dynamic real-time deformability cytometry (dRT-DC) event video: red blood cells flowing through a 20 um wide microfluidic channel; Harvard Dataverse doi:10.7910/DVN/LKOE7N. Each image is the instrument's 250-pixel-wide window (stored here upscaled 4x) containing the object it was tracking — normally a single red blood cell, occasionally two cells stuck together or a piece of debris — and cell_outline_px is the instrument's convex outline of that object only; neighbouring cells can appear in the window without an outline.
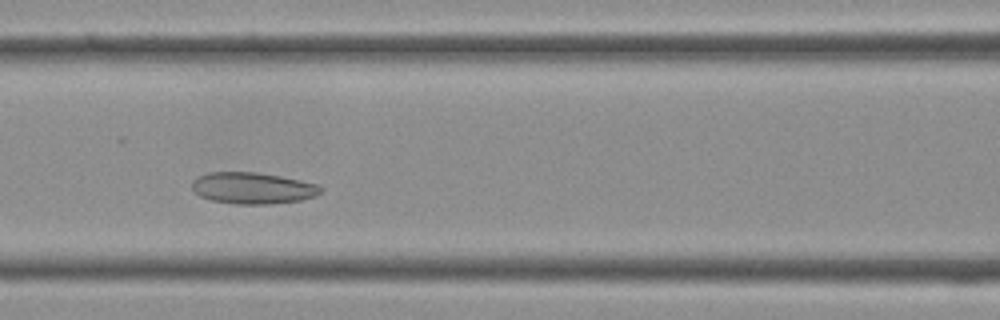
{"species": "Egyptian fruit bat (a non-hibernating species)", "species_latin": "Rousettus aegyptiacus", "temperature_condition": "cold", "stored_images_in_passage": 33, "camera_frame_rate_fps": 3000, "um_per_image_px": 0.085, "frame": {"image": 1, "passage_image": 10, "time_ms": 3.0, "image_size_px": [1000, 320], "cell_outline_px": [[324, 188], [316, 196], [300, 200], [268, 204], [236, 204], [212, 200], [200, 196], [192, 188], [192, 180], [196, 176], [208, 172], [256, 172], [280, 176], [300, 180], [316, 184]], "centroid_in_image_um": [21.46, 15.98], "position_along_channel_um": 145.1, "area_um2": 23.58}}
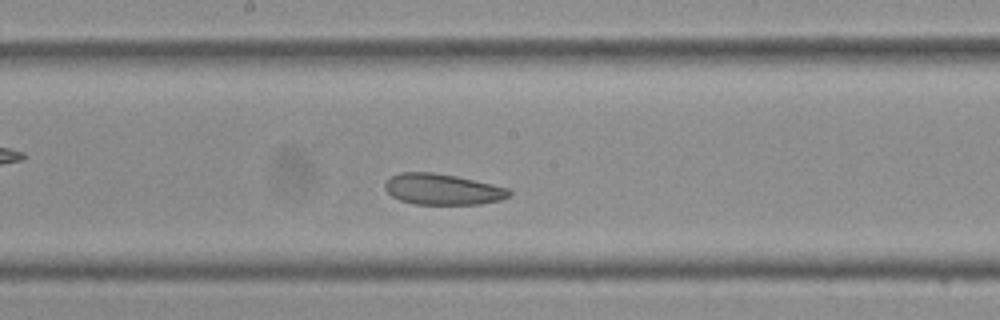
{"frame": {"image": 2, "passage_image": 14, "time_ms": 4.333, "image_size_px": [1000, 320], "cell_outline_px": [[512, 192], [508, 196], [500, 200], [480, 204], [416, 204], [400, 200], [392, 196], [384, 188], [384, 184], [392, 176], [400, 172], [432, 172], [456, 176], [492, 184], [508, 188]], "centroid_in_image_um": [37.61, 16.09], "position_along_channel_um": 210.6, "area_um2": 22.25}}
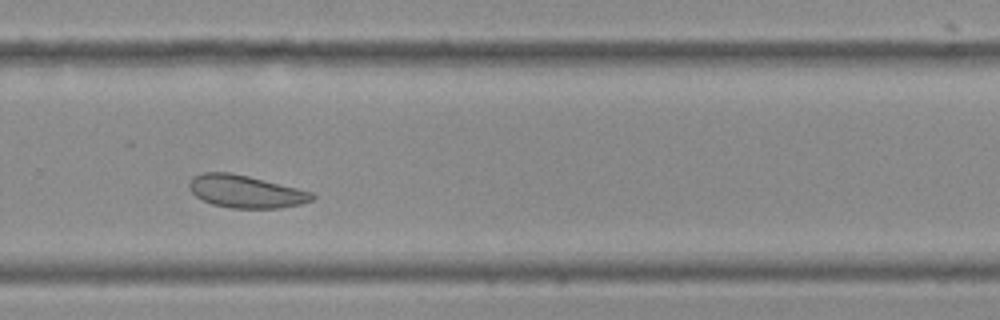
{"frame": {"image": 3, "passage_image": 20, "time_ms": 6.333, "image_size_px": [1000, 320], "cell_outline_px": [[316, 196], [312, 200], [300, 204], [280, 208], [232, 208], [212, 204], [196, 196], [192, 192], [188, 184], [192, 176], [200, 172], [228, 172], [248, 176], [312, 192]], "centroid_in_image_um": [20.86, 16.27], "position_along_channel_um": 308.9, "area_um2": 23.18}}